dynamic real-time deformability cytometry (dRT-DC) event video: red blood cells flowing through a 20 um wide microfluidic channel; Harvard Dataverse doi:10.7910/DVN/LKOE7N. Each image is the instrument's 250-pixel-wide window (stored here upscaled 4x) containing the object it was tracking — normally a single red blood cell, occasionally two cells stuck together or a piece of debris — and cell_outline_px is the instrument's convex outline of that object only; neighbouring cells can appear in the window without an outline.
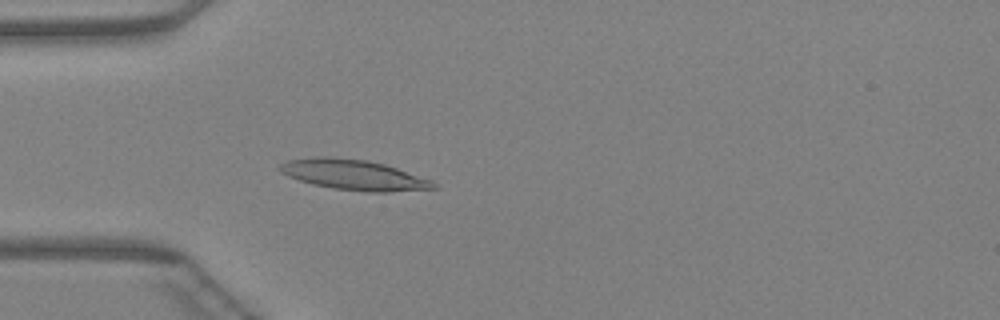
{"species": "Egyptian fruit bat (a non-hibernating species)", "species_latin": "Rousettus aegyptiacus", "temperature_condition": "warm", "stored_images_in_passage": 45, "camera_frame_rate_fps": 3000, "um_per_image_px": 0.085, "animal": {"sex": "female"}, "frame": {"image": 1, "passage_image": 13, "time_ms": 4.0, "image_size_px": [1000, 320], "cell_outline_px": [[440, 188], [388, 192], [368, 192], [332, 188], [312, 184], [288, 176], [280, 172], [276, 168], [280, 164], [288, 160], [320, 156], [324, 156], [368, 160], [384, 164], [432, 180]], "centroid_in_image_um": [30.06, 14.86], "position_along_channel_um": 54.9, "area_um2": 27.17}}
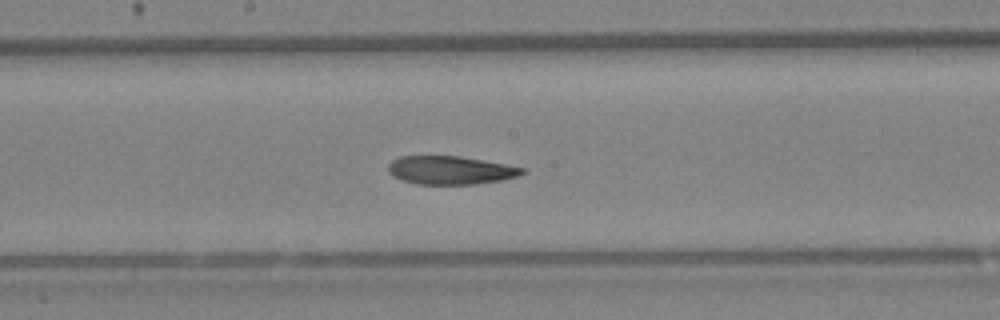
{"frame": {"image": 2, "passage_image": 24, "time_ms": 7.667, "image_size_px": [1000, 320], "cell_outline_px": [[528, 172], [520, 176], [500, 180], [472, 184], [416, 184], [400, 180], [388, 172], [388, 164], [392, 160], [400, 156], [460, 156], [504, 164], [524, 168]], "centroid_in_image_um": [38.28, 14.47], "position_along_channel_um": 209.9, "area_um2": 22.14}}
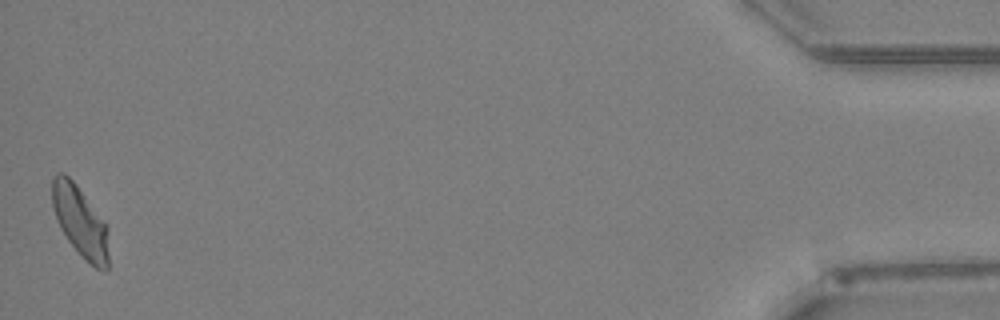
{"frame": {"image": 3, "passage_image": 45, "time_ms": 14.667, "image_size_px": [1000, 320], "cell_outline_px": [[108, 268], [104, 272], [96, 268], [84, 260], [68, 240], [60, 228], [56, 220], [52, 204], [52, 176], [56, 172], [64, 172], [76, 184], [104, 220], [108, 228]], "centroid_in_image_um": [6.81, 18.83], "position_along_channel_um": 428.4, "area_um2": 23.58}}